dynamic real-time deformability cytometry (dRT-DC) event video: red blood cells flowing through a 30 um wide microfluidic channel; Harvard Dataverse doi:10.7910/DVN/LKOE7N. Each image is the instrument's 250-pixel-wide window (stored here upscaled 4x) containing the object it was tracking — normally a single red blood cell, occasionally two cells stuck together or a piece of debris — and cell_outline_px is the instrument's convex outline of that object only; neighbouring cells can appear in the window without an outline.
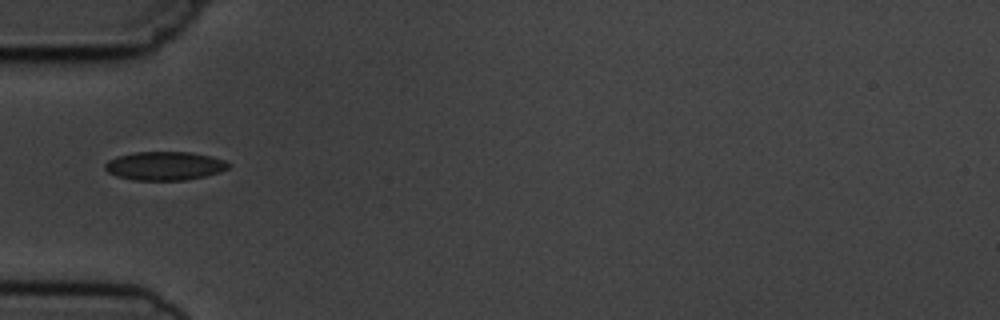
{"species": "common noctule bat (a hibernating species)", "species_latin": "Nyctalus noctula", "temperature_condition": "cold", "stored_images_in_passage": 4, "camera_frame_rate_fps": 3000, "um_per_image_px": 0.085, "animal": {"sex": "male", "body_mass_g": 19.5, "forearm_length_mm": 54.6}, "frame": {"image": 1, "passage_image": 1, "time_ms": 0.0, "image_size_px": [1000, 320], "cell_outline_px": [[232, 164], [228, 168], [220, 172], [204, 176], [184, 180], [132, 180], [116, 176], [108, 172], [104, 168], [104, 164], [108, 160], [116, 156], [132, 152], [192, 152], [212, 156], [224, 160]], "centroid_in_image_um": [13.98, 14.09], "position_along_channel_um": 71.0, "area_um2": 20.81}}
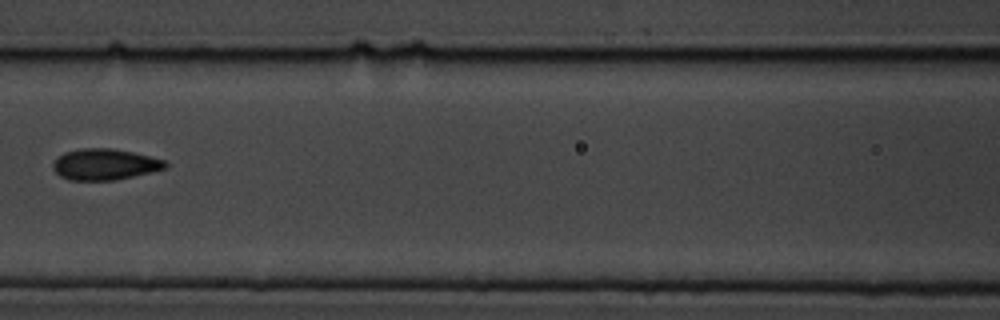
{"frame": {"image": 2, "passage_image": 3, "time_ms": 2.333, "image_size_px": [1000, 320], "cell_outline_px": [[168, 164], [164, 168], [116, 180], [68, 180], [60, 176], [52, 168], [52, 164], [64, 152], [80, 148], [112, 148], [132, 152], [164, 160]], "centroid_in_image_um": [8.85, 13.97], "position_along_channel_um": 157.7, "area_um2": 20.11}}
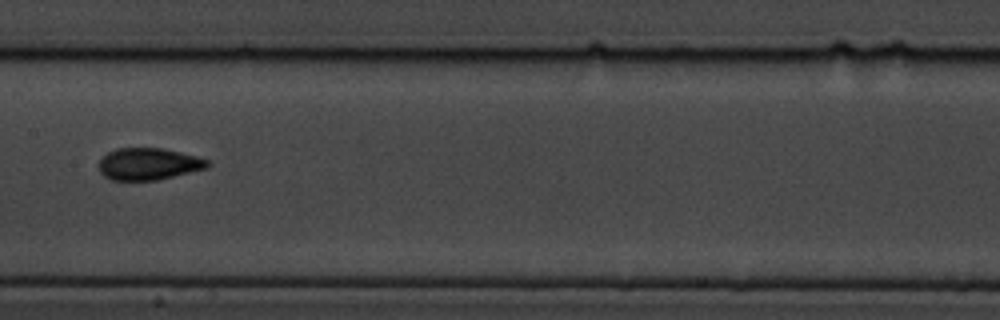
{"frame": {"image": 3, "passage_image": 4, "time_ms": 3.333, "image_size_px": [1000, 320], "cell_outline_px": [[212, 164], [208, 168], [156, 180], [112, 180], [104, 176], [100, 172], [100, 160], [108, 152], [116, 148], [164, 148], [196, 156], [208, 160]], "centroid_in_image_um": [12.65, 13.93], "position_along_channel_um": 194.7, "area_um2": 20.17}}